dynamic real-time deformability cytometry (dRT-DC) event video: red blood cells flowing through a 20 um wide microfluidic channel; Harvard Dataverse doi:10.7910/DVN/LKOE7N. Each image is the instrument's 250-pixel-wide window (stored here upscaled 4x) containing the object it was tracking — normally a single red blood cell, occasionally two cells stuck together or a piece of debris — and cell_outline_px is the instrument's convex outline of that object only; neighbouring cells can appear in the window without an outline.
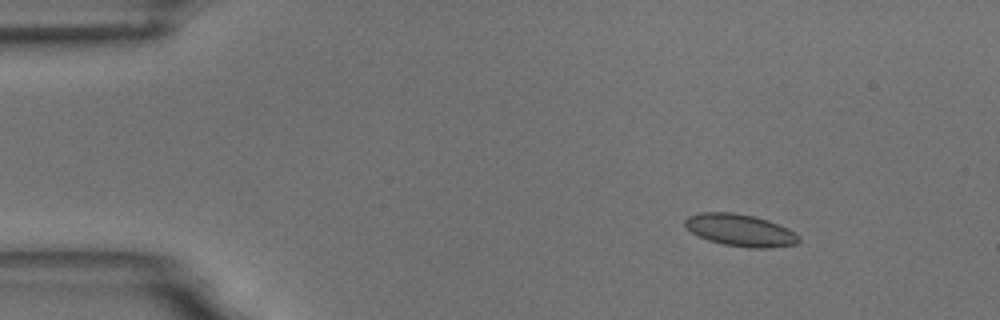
{"species": "common noctule bat (a hibernating species)", "species_latin": "Nyctalus noctula", "temperature_condition": "room temperature", "stored_images_in_passage": 49, "camera_frame_rate_fps": 3000, "um_per_image_px": 0.085, "animal": {"sex": "male", "body_mass_g": 18.8}, "frame": {"image": 1, "passage_image": 1, "time_ms": 0.0, "image_size_px": [1000, 320], "cell_outline_px": [[800, 240], [796, 244], [768, 248], [748, 248], [724, 244], [708, 240], [692, 232], [684, 224], [684, 220], [688, 216], [700, 212], [732, 212], [756, 216], [768, 220], [788, 228], [800, 236]], "centroid_in_image_um": [62.94, 19.56], "position_along_channel_um": 22.1, "area_um2": 21.33}}
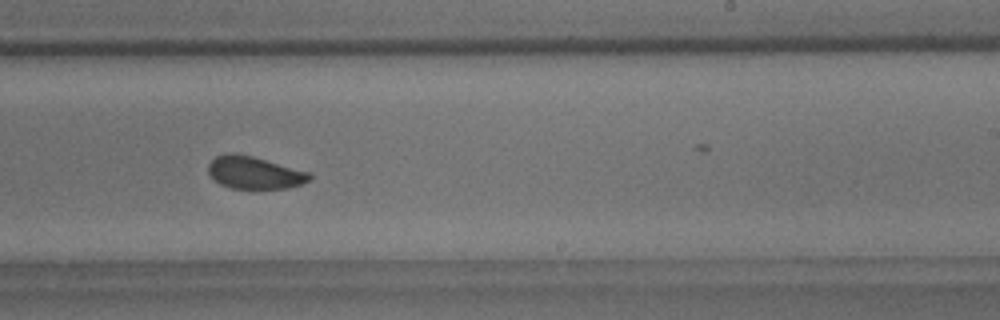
{"frame": {"image": 2, "passage_image": 28, "time_ms": 9.0, "image_size_px": [1000, 320], "cell_outline_px": [[312, 176], [308, 180], [300, 184], [288, 188], [232, 188], [220, 184], [208, 172], [208, 164], [216, 156], [228, 152], [232, 152], [252, 156], [308, 172]], "centroid_in_image_um": [21.58, 14.66], "position_along_channel_um": 267.4, "area_um2": 18.79}}
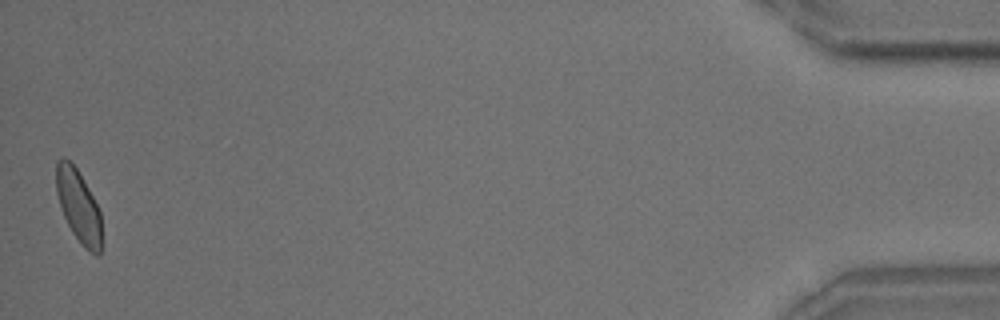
{"frame": {"image": 3, "passage_image": 49, "time_ms": 16.0, "image_size_px": [1000, 320], "cell_outline_px": [[100, 256], [96, 256], [84, 248], [80, 244], [72, 232], [64, 216], [56, 192], [56, 160], [64, 156], [76, 168], [88, 188], [100, 212]], "centroid_in_image_um": [6.65, 17.52], "position_along_channel_um": 428.5, "area_um2": 18.9}, "authors_computed_cell_mechanics": {"area_um2": 19.8254, "velocity_mm_per_s": 3.6117, "shape_relaxation_time_tau1_ms": 6.9051, "shape_relaxation_time_tau2_ms": 1.6376, "deformation_change_tau1": 0.0922, "deformation_change_tau2": 0.0624}}